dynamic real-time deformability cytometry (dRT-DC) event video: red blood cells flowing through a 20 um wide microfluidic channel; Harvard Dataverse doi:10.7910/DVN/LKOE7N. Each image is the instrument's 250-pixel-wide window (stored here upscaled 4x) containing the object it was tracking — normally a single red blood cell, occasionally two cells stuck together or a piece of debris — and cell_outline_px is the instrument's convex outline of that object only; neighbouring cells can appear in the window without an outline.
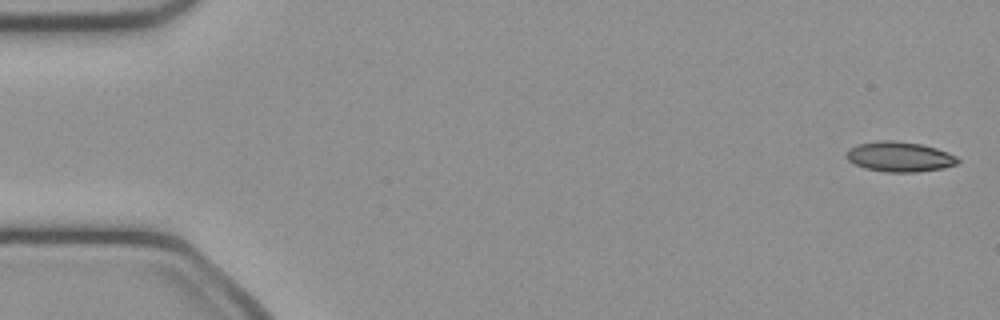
{"species": "common noctule bat (a hibernating species)", "species_latin": "Nyctalus noctula", "temperature_condition": "cold", "stored_images_in_passage": 49, "camera_frame_rate_fps": 3000, "um_per_image_px": 0.085, "animal": {"sex": "female", "body_mass_g": 21.9}, "frame": {"image": 1, "passage_image": 1, "time_ms": 0.0, "image_size_px": [1000, 320], "cell_outline_px": [[960, 160], [956, 164], [944, 168], [916, 172], [884, 172], [864, 168], [848, 160], [848, 148], [860, 144], [880, 140], [892, 140], [920, 144], [936, 148], [948, 152], [956, 156]], "centroid_in_image_um": [76.49, 13.33], "position_along_channel_um": 8.5, "area_um2": 19.36}}
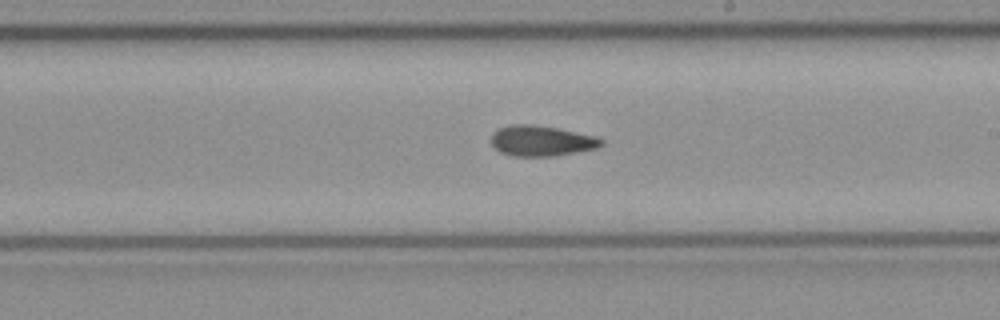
{"frame": {"image": 2, "passage_image": 28, "time_ms": 9.0, "image_size_px": [1000, 320], "cell_outline_px": [[604, 144], [600, 148], [556, 156], [512, 156], [500, 152], [492, 144], [492, 132], [500, 128], [512, 124], [532, 124], [556, 128], [596, 136], [604, 140]], "centroid_in_image_um": [46.06, 11.98], "position_along_channel_um": 242.9, "area_um2": 19.71}}
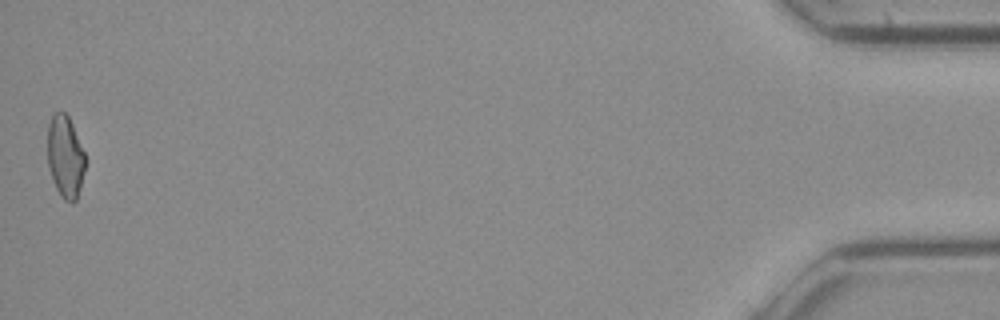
{"frame": {"image": 3, "passage_image": 49, "time_ms": 16.0, "image_size_px": [1000, 320], "cell_outline_px": [[88, 160], [76, 200], [72, 204], [64, 200], [60, 196], [56, 188], [48, 164], [48, 124], [52, 112], [64, 112], [68, 116], [72, 124]], "centroid_in_image_um": [5.57, 13.32], "position_along_channel_um": 429.6, "area_um2": 18.26}, "authors_computed_cell_mechanics": {"area_um2": 19.2474, "velocity_mm_per_s": 4.1129, "shape_relaxation_time_tau1_ms": null, "shape_relaxation_time_tau2_ms": 7.156, "deformation_change_tau1": null, "deformation_change_tau2": 0.1851}}